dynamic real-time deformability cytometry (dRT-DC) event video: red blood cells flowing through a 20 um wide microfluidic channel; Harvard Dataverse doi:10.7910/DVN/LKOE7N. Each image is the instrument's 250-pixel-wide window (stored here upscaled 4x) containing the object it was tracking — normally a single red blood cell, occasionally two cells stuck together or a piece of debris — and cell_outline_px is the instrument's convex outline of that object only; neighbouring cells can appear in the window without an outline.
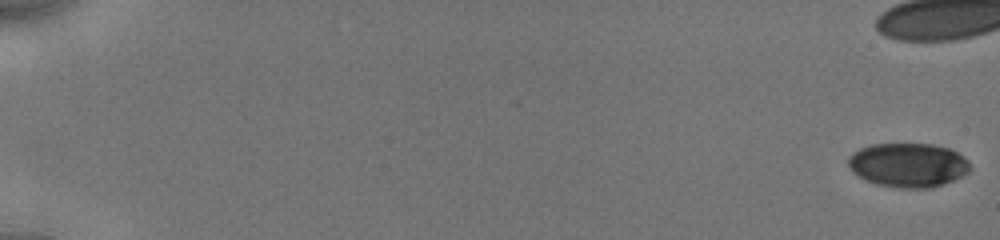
{"species": "human", "species_latin": "Homo sapiens", "temperature_condition": "cold", "stored_images_in_passage": 29, "camera_frame_rate_fps": 3000, "um_per_image_px": 0.085, "donor": {"sex": "male"}, "frame": {"image": 1, "passage_image": 1, "time_ms": 0.0, "image_size_px": [1000, 240], "cell_outline_px": [[968, 172], [952, 180], [928, 188], [900, 188], [876, 184], [852, 172], [848, 164], [848, 156], [852, 152], [860, 148], [872, 144], [932, 144], [948, 148], [964, 156], [968, 160]], "centroid_in_image_um": [77.15, 14.01], "position_along_channel_um": 7.8, "area_um2": 31.04}}
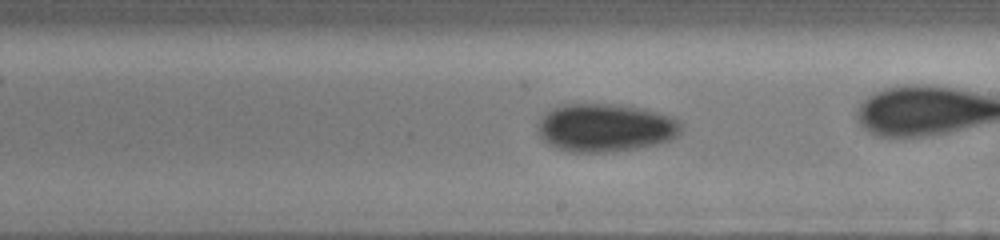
{"frame": {"image": 2, "passage_image": 25, "time_ms": 11.0, "image_size_px": [1000, 240], "cell_outline_px": [[684, 132], [672, 140], [660, 144], [612, 152], [572, 152], [548, 144], [540, 136], [536, 124], [540, 116], [552, 108], [564, 104], [616, 104], [640, 108], [672, 116], [680, 120], [684, 124]], "centroid_in_image_um": [51.51, 10.85], "position_along_channel_um": 237.5, "area_um2": 40.81}}
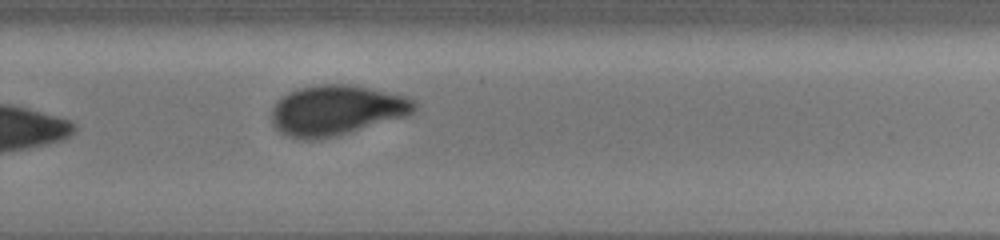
{"frame": {"image": 3, "passage_image": 29, "time_ms": 13.333, "image_size_px": [1000, 240], "cell_outline_px": [[420, 104], [408, 116], [348, 132], [316, 140], [308, 140], [288, 136], [280, 132], [272, 124], [272, 108], [288, 92], [300, 88], [320, 84], [352, 84], [408, 96], [416, 100]], "centroid_in_image_um": [28.65, 9.36], "position_along_channel_um": 301.2, "area_um2": 41.67}}